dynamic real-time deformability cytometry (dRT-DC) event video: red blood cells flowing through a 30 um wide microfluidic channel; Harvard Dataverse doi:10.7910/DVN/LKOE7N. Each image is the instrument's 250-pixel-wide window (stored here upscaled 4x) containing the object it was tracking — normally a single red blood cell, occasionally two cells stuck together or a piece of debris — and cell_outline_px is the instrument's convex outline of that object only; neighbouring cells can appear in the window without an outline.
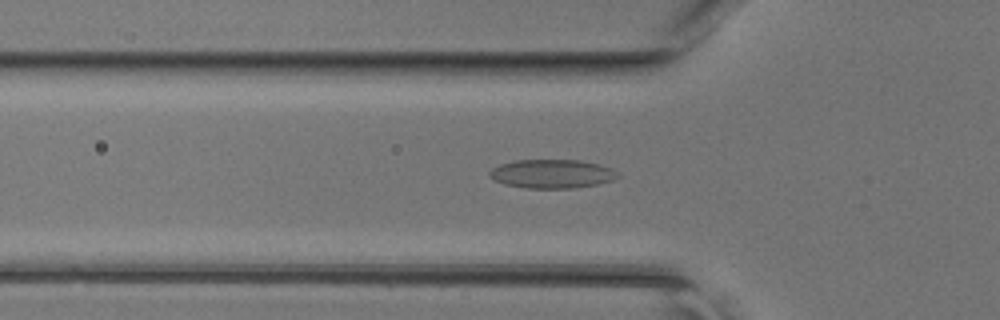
{"species": "common noctule bat (a hibernating species)", "species_latin": "Nyctalus noctula", "temperature_condition": "room temperature", "stored_images_in_passage": 45, "camera_frame_rate_fps": 3000, "um_per_image_px": 0.085, "animal": {"sex": "female", "body_mass_g": 17.0, "forearm_length_mm": 48.0}, "frame": {"image": 1, "passage_image": 15, "time_ms": 4.667, "image_size_px": [1000, 320], "cell_outline_px": [[620, 176], [612, 180], [596, 184], [572, 188], [528, 188], [504, 184], [488, 176], [488, 172], [492, 168], [500, 164], [516, 160], [580, 160], [612, 168]], "centroid_in_image_um": [46.89, 14.77], "position_along_channel_um": 78.9, "area_um2": 21.33}}
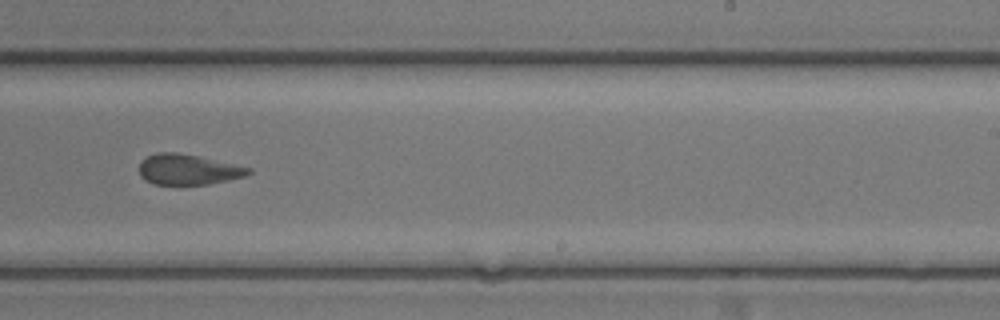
{"frame": {"image": 2, "passage_image": 28, "time_ms": 9.0, "image_size_px": [1000, 320], "cell_outline_px": [[252, 172], [244, 176], [228, 180], [208, 184], [152, 184], [144, 180], [140, 176], [140, 160], [156, 152], [176, 152], [196, 156], [252, 168]], "centroid_in_image_um": [15.95, 14.41], "position_along_channel_um": 273.1, "area_um2": 19.25}}
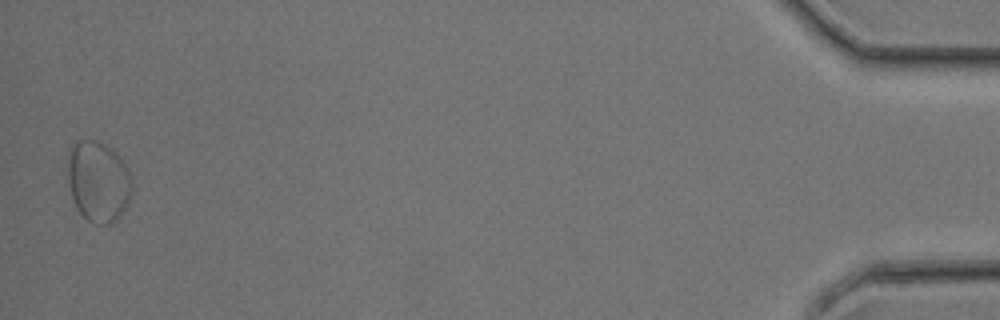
{"frame": {"image": 3, "passage_image": 45, "time_ms": 14.667, "image_size_px": [1000, 320], "cell_outline_px": [[132, 188], [128, 200], [124, 208], [116, 220], [108, 224], [92, 224], [76, 208], [72, 196], [64, 164], [68, 152], [72, 144], [76, 140], [96, 140], [112, 148], [128, 168], [132, 180]], "centroid_in_image_um": [8.3, 15.38], "position_along_channel_um": 426.9, "area_um2": 30.69}}